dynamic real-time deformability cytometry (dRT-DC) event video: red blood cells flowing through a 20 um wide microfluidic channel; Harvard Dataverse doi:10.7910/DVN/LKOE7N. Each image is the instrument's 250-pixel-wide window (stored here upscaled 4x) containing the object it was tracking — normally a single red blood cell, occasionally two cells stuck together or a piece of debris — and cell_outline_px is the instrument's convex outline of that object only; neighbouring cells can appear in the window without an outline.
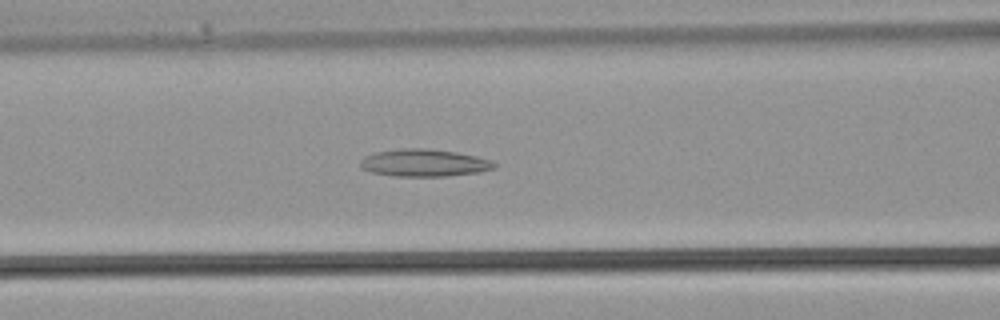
{"species": "common noctule bat (a hibernating species)", "species_latin": "Nyctalus noctula", "temperature_condition": "warm", "stored_images_in_passage": 32, "segment_of_instrument_passage": [1, 2], "camera_frame_rate_fps": 3000, "um_per_image_px": 0.085, "animal": {"sex": "male", "body_mass_g": 21.5, "forearm_length_mm": 52.0}, "frame": {"image": 1, "passage_image": 10, "time_ms": 3.0, "image_size_px": [1000, 320], "cell_outline_px": [[500, 164], [496, 168], [476, 172], [448, 176], [392, 176], [372, 172], [360, 168], [360, 160], [364, 156], [376, 152], [400, 148], [424, 148], [456, 152], [476, 156], [492, 160]], "centroid_in_image_um": [36.06, 13.84], "position_along_channel_um": 130.5, "area_um2": 21.5}}
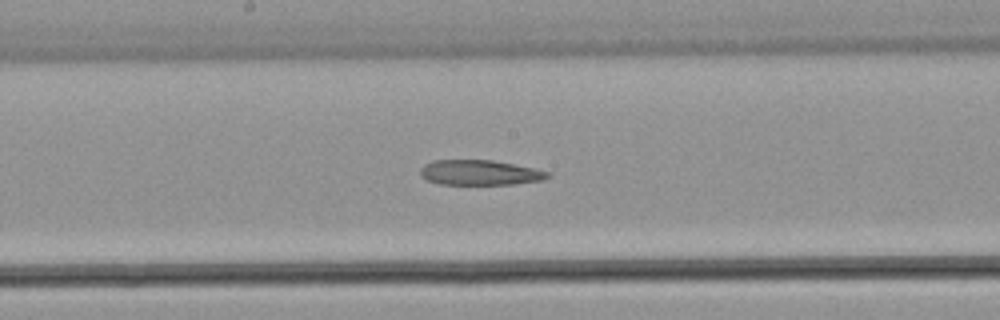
{"frame": {"image": 2, "passage_image": 14, "time_ms": 4.333, "image_size_px": [1000, 320], "cell_outline_px": [[552, 176], [544, 180], [512, 184], [440, 184], [428, 180], [420, 176], [420, 168], [424, 164], [432, 160], [492, 160], [532, 168], [548, 172]], "centroid_in_image_um": [40.75, 14.67], "position_along_channel_um": 207.4, "area_um2": 18.55}}
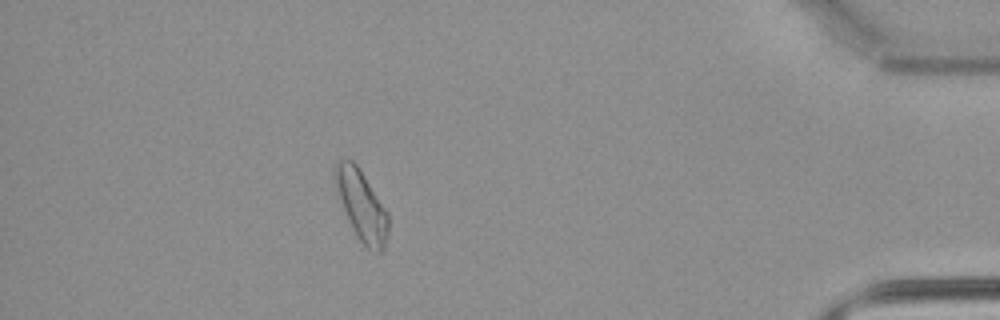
{"frame": {"image": 3, "passage_image": 27, "time_ms": 8.667, "image_size_px": [1000, 320], "cell_outline_px": [[388, 236], [384, 248], [380, 252], [368, 248], [356, 236], [348, 220], [336, 192], [332, 176], [336, 164], [340, 160], [352, 160], [356, 164], [388, 212]], "centroid_in_image_um": [30.71, 17.46], "position_along_channel_um": 404.5, "area_um2": 21.62}}